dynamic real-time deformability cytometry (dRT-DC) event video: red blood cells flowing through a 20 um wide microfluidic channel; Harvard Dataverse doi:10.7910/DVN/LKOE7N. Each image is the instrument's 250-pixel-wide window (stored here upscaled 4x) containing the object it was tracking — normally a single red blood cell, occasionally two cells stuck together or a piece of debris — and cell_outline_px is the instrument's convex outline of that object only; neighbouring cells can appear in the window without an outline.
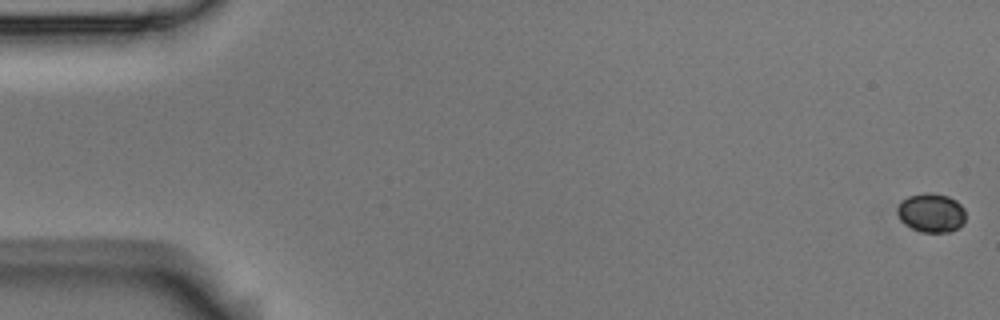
{"species": "Egyptian fruit bat (a non-hibernating species)", "species_latin": "Rousettus aegyptiacus", "temperature_condition": "room temperature", "stored_images_in_passage": 5, "camera_frame_rate_fps": 3000, "um_per_image_px": 0.085, "animal": {"sex": "male"}, "frame": {"image": 1, "passage_image": 1, "time_ms": 0.0, "image_size_px": [1000, 320], "cell_outline_px": [[964, 224], [960, 228], [948, 232], [920, 232], [904, 224], [900, 220], [896, 212], [896, 208], [908, 196], [924, 192], [928, 192], [948, 196], [956, 200], [964, 208]], "centroid_in_image_um": [79.16, 18.09], "position_along_channel_um": 5.8, "area_um2": 15.66}}